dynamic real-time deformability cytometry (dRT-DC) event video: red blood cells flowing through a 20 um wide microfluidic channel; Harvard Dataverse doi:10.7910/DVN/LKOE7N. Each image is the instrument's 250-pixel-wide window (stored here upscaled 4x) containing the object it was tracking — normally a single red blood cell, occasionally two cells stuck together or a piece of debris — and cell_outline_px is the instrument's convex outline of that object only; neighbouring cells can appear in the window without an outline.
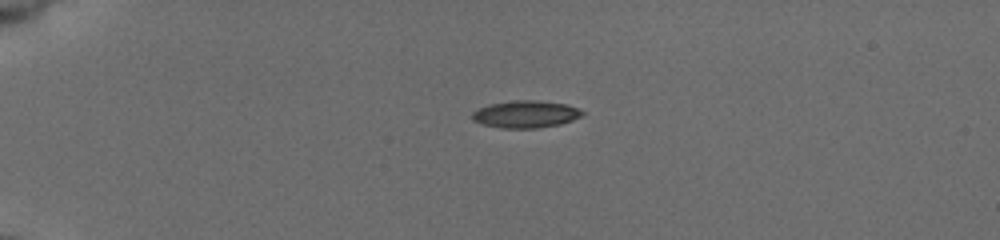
{"species": "common noctule bat (a hibernating species)", "species_latin": "Nyctalus noctula", "temperature_condition": "cold", "stored_images_in_passage": 41, "camera_frame_rate_fps": 3000, "um_per_image_px": 0.085, "animal": {"sex": "female", "body_mass_g": 19.5, "forearm_length_mm": 54.1}, "frame": {"image": 1, "passage_image": 1, "time_ms": 0.0, "image_size_px": [1000, 240], "cell_outline_px": [[584, 112], [580, 116], [572, 120], [560, 124], [536, 128], [500, 128], [480, 124], [472, 120], [472, 112], [488, 104], [512, 100], [536, 100], [568, 104], [580, 108]], "centroid_in_image_um": [44.66, 9.7], "position_along_channel_um": 40.3, "area_um2": 17.63}}
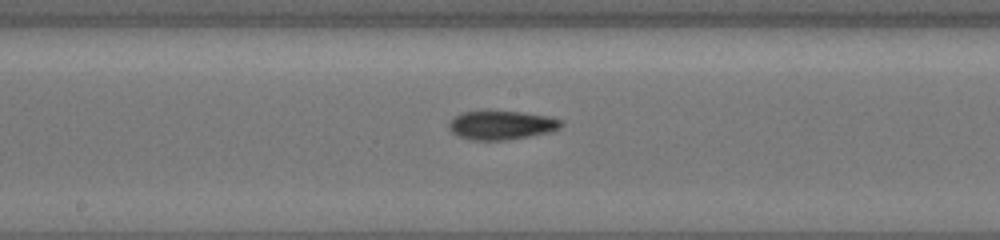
{"frame": {"image": 2, "passage_image": 18, "time_ms": 5.667, "image_size_px": [1000, 240], "cell_outline_px": [[564, 124], [560, 128], [552, 132], [508, 140], [472, 140], [460, 136], [452, 132], [448, 124], [456, 116], [464, 112], [520, 112], [548, 116], [560, 120]], "centroid_in_image_um": [42.68, 10.66], "position_along_channel_um": 205.5, "area_um2": 18.55}}
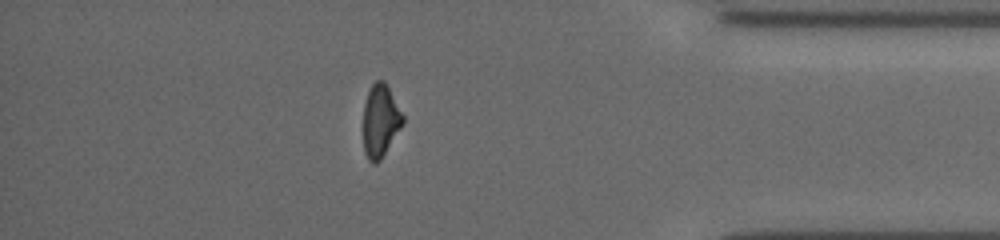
{"frame": {"image": 3, "passage_image": 35, "time_ms": 11.333, "image_size_px": [1000, 240], "cell_outline_px": [[404, 124], [380, 160], [376, 164], [372, 164], [368, 160], [364, 152], [364, 104], [368, 92], [372, 84], [376, 80], [384, 80], [404, 116]], "centroid_in_image_um": [32.34, 10.29], "position_along_channel_um": 402.9, "area_um2": 16.7}, "authors_computed_cell_mechanics": {"area_um2": 17.6868, "velocity_mm_per_s": 3.9189, "shape_relaxation_time_tau1_ms": 5.0118, "shape_relaxation_time_tau2_ms": 6.3973, "deformation_change_tau1": 0.1499, "deformation_change_tau2": 0.1172}}